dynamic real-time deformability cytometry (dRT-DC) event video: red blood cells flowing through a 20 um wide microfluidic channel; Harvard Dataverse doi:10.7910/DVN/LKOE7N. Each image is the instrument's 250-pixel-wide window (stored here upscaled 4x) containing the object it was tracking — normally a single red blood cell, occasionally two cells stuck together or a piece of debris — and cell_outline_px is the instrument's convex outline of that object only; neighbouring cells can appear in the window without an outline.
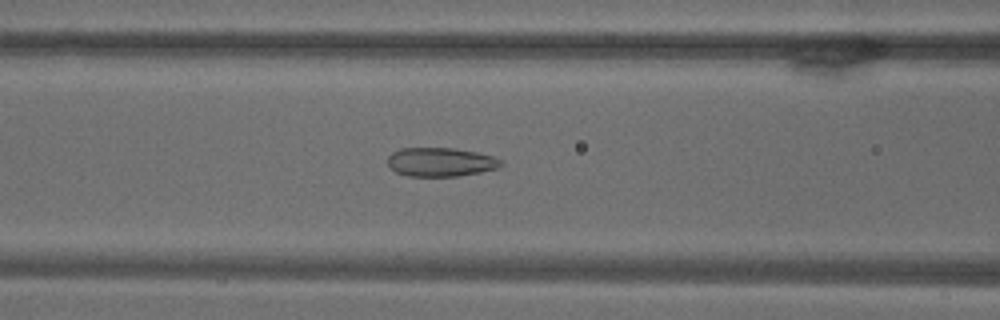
{"species": "common noctule bat (a hibernating species)", "species_latin": "Nyctalus noctula", "temperature_condition": "warm", "stored_images_in_passage": 68, "camera_frame_rate_fps": 3000, "um_per_image_px": 0.085, "animal": {"sex": "male", "body_mass_g": 18.8}, "frame": {"image": 1, "passage_image": 28, "time_ms": 9.0, "image_size_px": [1000, 320], "cell_outline_px": [[504, 164], [500, 168], [460, 176], [408, 176], [396, 172], [388, 164], [388, 156], [392, 152], [400, 148], [456, 148], [476, 152], [492, 156], [500, 160]], "centroid_in_image_um": [37.47, 13.77], "position_along_channel_um": 129.1, "area_um2": 19.13}}
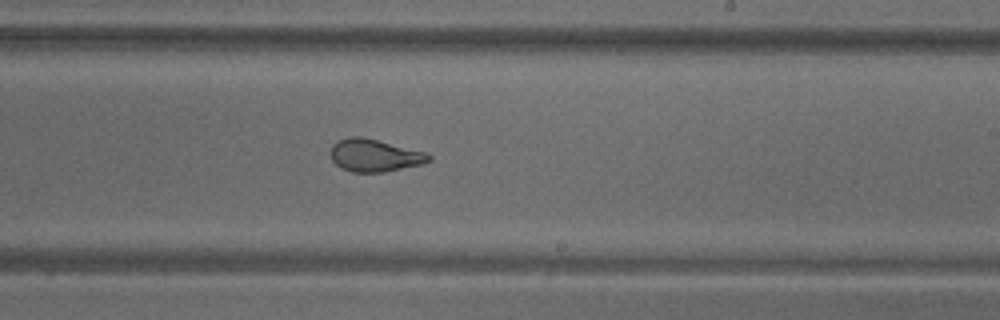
{"frame": {"image": 2, "passage_image": 41, "time_ms": 13.333, "image_size_px": [1000, 320], "cell_outline_px": [[432, 160], [424, 164], [384, 172], [352, 172], [340, 168], [332, 160], [332, 144], [336, 140], [348, 136], [360, 136], [424, 152], [432, 156]], "centroid_in_image_um": [31.83, 13.21], "position_along_channel_um": 257.2, "area_um2": 18.55}}
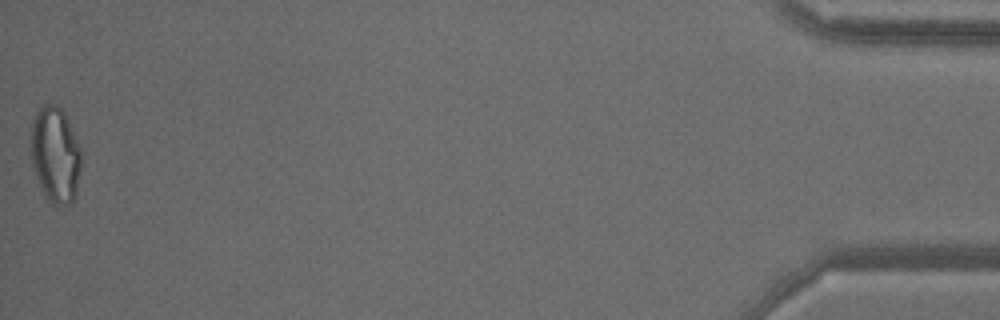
{"frame": {"image": 3, "passage_image": 68, "time_ms": 22.333, "image_size_px": [1000, 320], "cell_outline_px": [[80, 168], [76, 192], [72, 200], [68, 204], [56, 208], [44, 196], [28, 156], [28, 148], [32, 120], [36, 112], [44, 104], [56, 104], [64, 112], [68, 120], [80, 148]], "centroid_in_image_um": [4.64, 13.16], "position_along_channel_um": 430.6, "area_um2": 28.73}}